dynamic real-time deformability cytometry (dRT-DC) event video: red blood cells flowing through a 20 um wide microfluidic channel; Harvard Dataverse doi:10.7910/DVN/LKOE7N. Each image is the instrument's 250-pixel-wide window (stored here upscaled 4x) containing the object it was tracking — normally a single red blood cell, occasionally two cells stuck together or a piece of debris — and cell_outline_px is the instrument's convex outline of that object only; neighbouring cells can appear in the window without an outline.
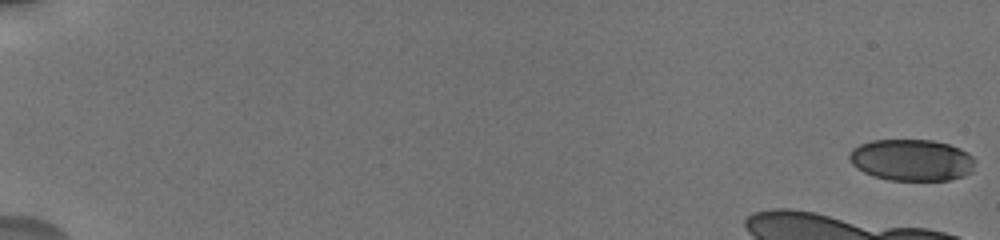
{"species": "human", "species_latin": "Homo sapiens", "temperature_condition": "cold", "stored_images_in_passage": 27, "camera_frame_rate_fps": 3000, "um_per_image_px": 0.085, "donor": {"sex": "male"}, "frame": {"image": 1, "passage_image": 1, "time_ms": 0.0, "image_size_px": [1000, 240], "cell_outline_px": [[976, 160], [972, 172], [964, 176], [948, 180], [888, 180], [872, 176], [856, 168], [848, 160], [848, 152], [852, 148], [860, 144], [872, 140], [932, 140], [948, 144], [960, 148], [968, 152]], "centroid_in_image_um": [77.48, 13.6], "position_along_channel_um": 7.5, "area_um2": 30.87}}